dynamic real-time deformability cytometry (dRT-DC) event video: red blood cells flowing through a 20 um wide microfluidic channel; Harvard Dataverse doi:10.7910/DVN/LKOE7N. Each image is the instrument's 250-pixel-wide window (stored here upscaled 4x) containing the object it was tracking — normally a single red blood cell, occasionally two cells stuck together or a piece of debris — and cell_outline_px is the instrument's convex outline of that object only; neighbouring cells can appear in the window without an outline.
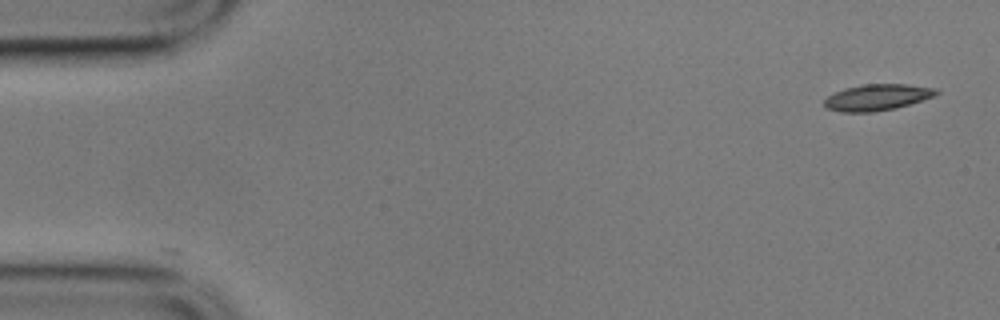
{"species": "common noctule bat (a hibernating species)", "species_latin": "Nyctalus noctula", "temperature_condition": "cold", "stored_images_in_passage": 55, "camera_frame_rate_fps": 3000, "um_per_image_px": 0.085, "animal": {"sex": "male", "body_mass_g": 17.9}, "frame": {"image": 1, "passage_image": 1, "time_ms": 0.0, "image_size_px": [1000, 320], "cell_outline_px": [[940, 92], [936, 96], [896, 108], [872, 112], [840, 112], [828, 108], [824, 104], [824, 100], [828, 96], [844, 88], [864, 84], [908, 84], [936, 88]], "centroid_in_image_um": [74.6, 8.27], "position_along_channel_um": 10.4, "area_um2": 17.17}}
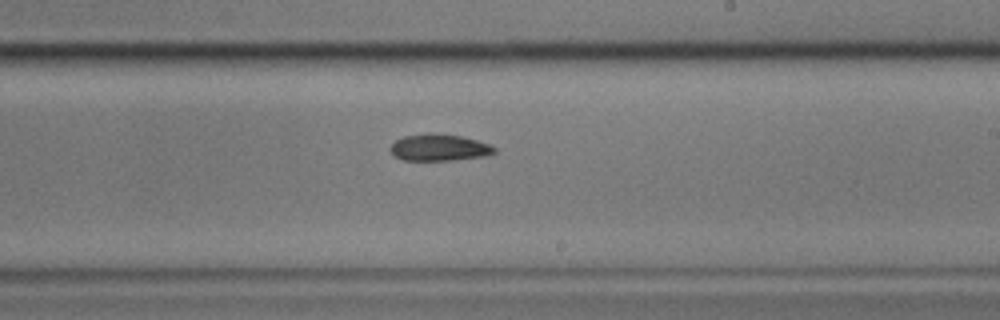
{"frame": {"image": 2, "passage_image": 32, "time_ms": 10.333, "image_size_px": [1000, 320], "cell_outline_px": [[496, 152], [484, 156], [452, 160], [404, 160], [396, 156], [388, 148], [396, 140], [404, 136], [428, 132], [436, 132], [464, 136], [488, 144], [496, 148]], "centroid_in_image_um": [37.33, 12.52], "position_along_channel_um": 251.7, "area_um2": 16.3}}
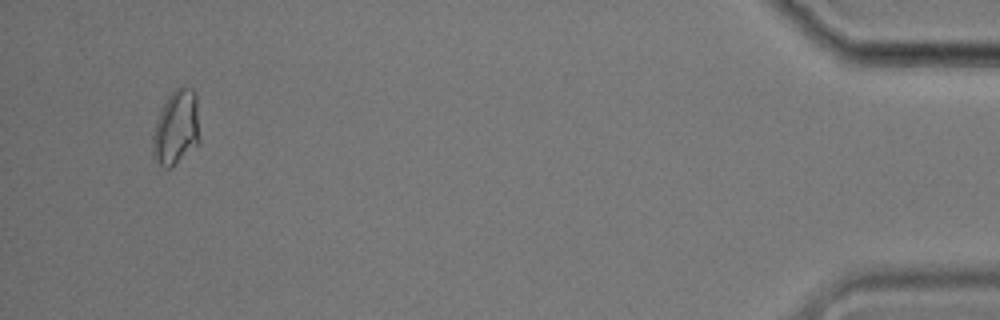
{"frame": {"image": 3, "passage_image": 53, "time_ms": 17.333, "image_size_px": [1000, 320], "cell_outline_px": [[200, 140], [196, 144], [168, 168], [164, 168], [152, 156], [152, 136], [156, 120], [160, 108], [168, 96], [176, 88], [192, 88], [196, 92]], "centroid_in_image_um": [14.96, 10.8], "position_along_channel_um": 420.2, "area_um2": 20.23}, "authors_computed_cell_mechanics": {"area_um2": 17.051, "velocity_mm_per_s": 3.4971, "shape_relaxation_time_tau1_ms": 3.9248, "shape_relaxation_time_tau2_ms": null, "deformation_change_tau1": 0.1067, "deformation_change_tau2": null}}